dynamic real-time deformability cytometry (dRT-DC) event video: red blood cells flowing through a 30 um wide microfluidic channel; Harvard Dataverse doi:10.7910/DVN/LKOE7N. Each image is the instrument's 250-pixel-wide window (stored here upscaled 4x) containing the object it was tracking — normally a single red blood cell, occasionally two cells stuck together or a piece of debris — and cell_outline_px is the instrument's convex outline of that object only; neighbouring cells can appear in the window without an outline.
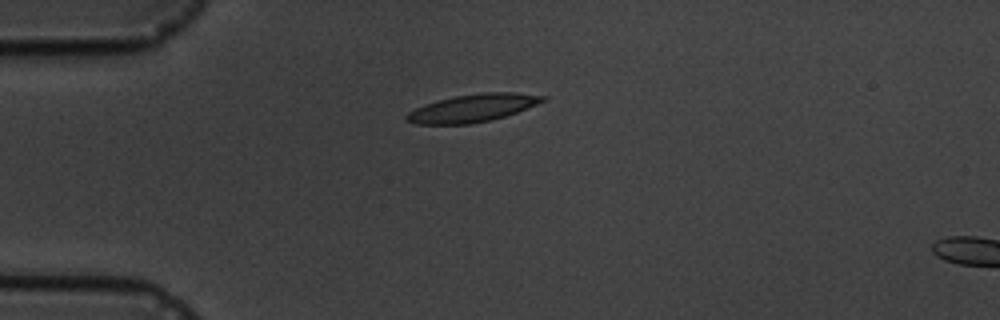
{"species": "common noctule bat (a hibernating species)", "species_latin": "Nyctalus noctula", "temperature_condition": "cold", "stored_images_in_passage": 4, "camera_frame_rate_fps": 3000, "um_per_image_px": 0.085, "animal": {"sex": "male", "body_mass_g": 19.5, "forearm_length_mm": 54.6}, "frame": {"image": 1, "passage_image": 1, "time_ms": 0.0, "image_size_px": [1000, 320], "cell_outline_px": [[548, 100], [516, 112], [492, 120], [468, 124], [416, 124], [404, 120], [404, 116], [408, 112], [424, 104], [436, 100], [456, 96], [484, 92], [512, 92], [548, 96]], "centroid_in_image_um": [40.17, 9.18], "position_along_channel_um": 44.8, "area_um2": 22.08}}
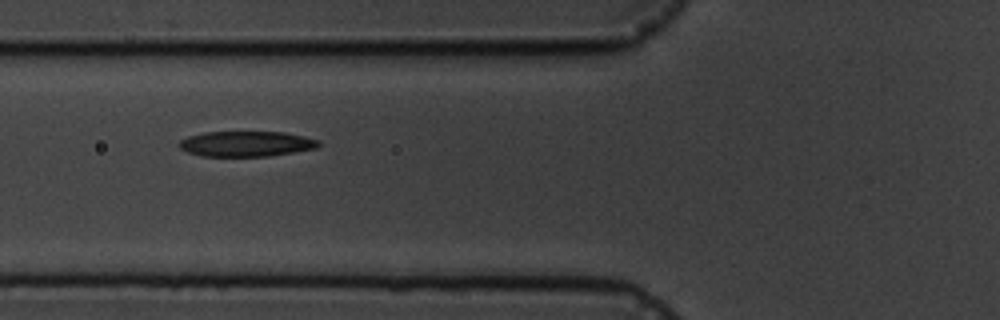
{"frame": {"image": 2, "passage_image": 3, "time_ms": 2.333, "image_size_px": [1000, 320], "cell_outline_px": [[320, 144], [316, 148], [268, 156], [200, 156], [188, 152], [180, 148], [176, 144], [180, 140], [188, 136], [204, 132], [284, 132], [304, 136], [320, 140]], "centroid_in_image_um": [20.9, 12.22], "position_along_channel_um": 104.9, "area_um2": 20.63}}
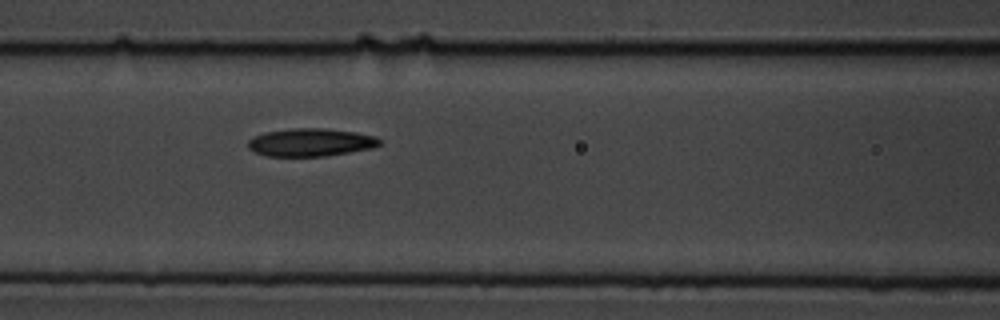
{"frame": {"image": 3, "passage_image": 4, "time_ms": 3.333, "image_size_px": [1000, 320], "cell_outline_px": [[384, 140], [380, 144], [372, 148], [324, 156], [268, 156], [252, 152], [248, 148], [248, 140], [264, 132], [292, 128], [324, 128], [356, 132], [376, 136]], "centroid_in_image_um": [26.41, 12.09], "position_along_channel_um": 140.2, "area_um2": 21.5}}